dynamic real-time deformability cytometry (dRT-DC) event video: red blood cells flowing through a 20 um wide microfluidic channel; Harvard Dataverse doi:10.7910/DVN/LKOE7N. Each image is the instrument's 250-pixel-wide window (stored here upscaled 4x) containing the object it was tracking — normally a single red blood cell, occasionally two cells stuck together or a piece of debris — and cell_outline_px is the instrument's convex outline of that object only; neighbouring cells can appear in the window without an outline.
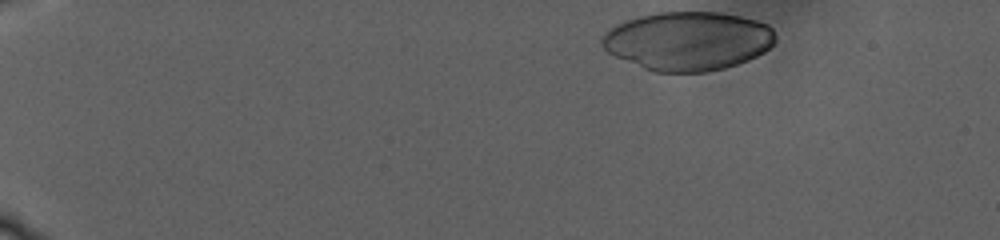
{"species": "human", "species_latin": "Homo sapiens", "temperature_condition": "warm", "stored_images_in_passage": 68, "camera_frame_rate_fps": 3000, "um_per_image_px": 0.085, "donor": {"sex": "male"}, "frame": {"image": 1, "passage_image": 1, "time_ms": 0.0, "image_size_px": [1000, 240], "cell_outline_px": [[776, 40], [764, 52], [748, 60], [724, 68], [708, 72], [656, 72], [644, 68], [616, 56], [608, 52], [600, 44], [600, 40], [604, 32], [616, 24], [640, 16], [656, 12], [720, 12], [740, 16], [756, 20], [768, 24], [772, 28], [776, 36]], "centroid_in_image_um": [58.48, 3.47], "position_along_channel_um": 26.5, "area_um2": 59.42}}
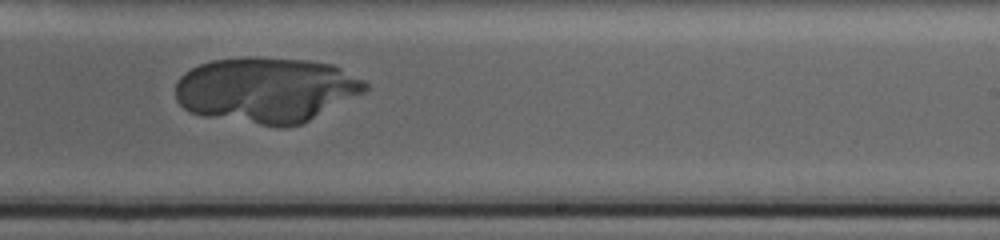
{"frame": {"image": 2, "passage_image": 55, "time_ms": 17.667, "image_size_px": [1000, 240], "cell_outline_px": [[368, 88], [364, 92], [304, 124], [284, 128], [280, 128], [204, 116], [188, 112], [176, 100], [176, 84], [180, 76], [184, 72], [200, 64], [212, 60], [244, 56], [256, 56], [308, 60], [332, 64], [364, 80], [368, 84]], "centroid_in_image_um": [22.63, 7.64], "position_along_channel_um": 266.4, "area_um2": 73.17}}
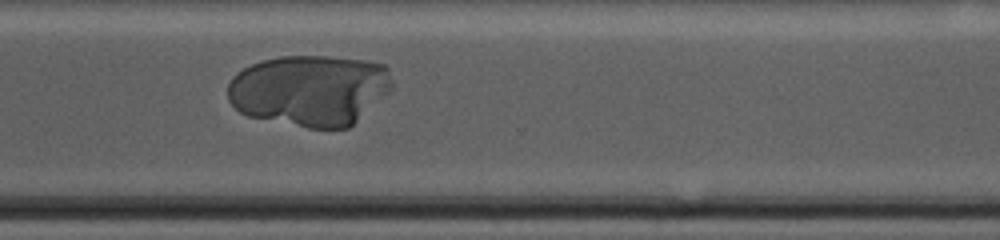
{"frame": {"image": 3, "passage_image": 67, "time_ms": 21.333, "image_size_px": [1000, 240], "cell_outline_px": [[392, 88], [348, 128], [308, 128], [248, 116], [240, 112], [228, 100], [228, 84], [232, 76], [236, 72], [252, 64], [264, 60], [280, 56], [328, 56], [364, 60], [384, 64], [388, 68], [392, 80]], "centroid_in_image_um": [26.3, 7.66], "position_along_channel_um": 344.3, "area_um2": 68.09}}